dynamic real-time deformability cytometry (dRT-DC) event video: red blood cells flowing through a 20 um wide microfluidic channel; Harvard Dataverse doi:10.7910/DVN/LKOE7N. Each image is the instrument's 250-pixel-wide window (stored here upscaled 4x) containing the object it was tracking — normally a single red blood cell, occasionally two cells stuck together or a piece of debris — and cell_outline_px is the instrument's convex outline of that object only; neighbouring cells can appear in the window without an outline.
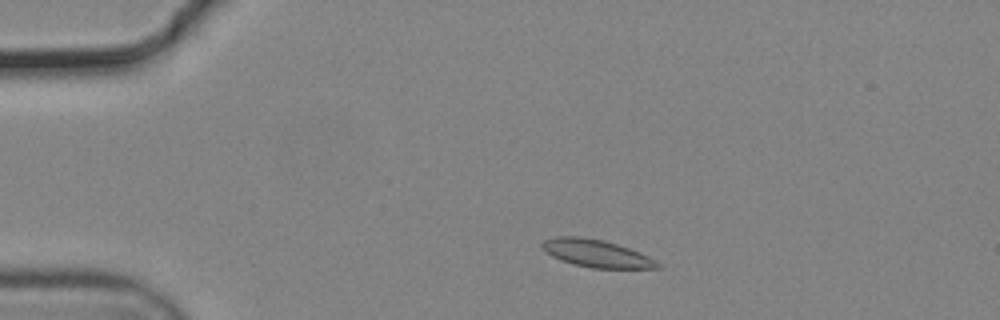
{"species": "common noctule bat (a hibernating species)", "species_latin": "Nyctalus noctula", "temperature_condition": "cold", "stored_images_in_passage": 50, "camera_frame_rate_fps": 3000, "um_per_image_px": 0.085, "animal": {"sex": "male", "body_mass_g": 19.2, "forearm_length_mm": 51.8}, "frame": {"image": 1, "passage_image": 6, "time_ms": 1.667, "image_size_px": [1000, 320], "cell_outline_px": [[664, 268], [592, 268], [572, 264], [560, 260], [544, 252], [540, 248], [540, 244], [544, 240], [556, 236], [576, 236], [600, 240], [616, 244], [640, 252], [656, 260]], "centroid_in_image_um": [50.65, 21.55], "position_along_channel_um": 34.3, "area_um2": 18.55}}
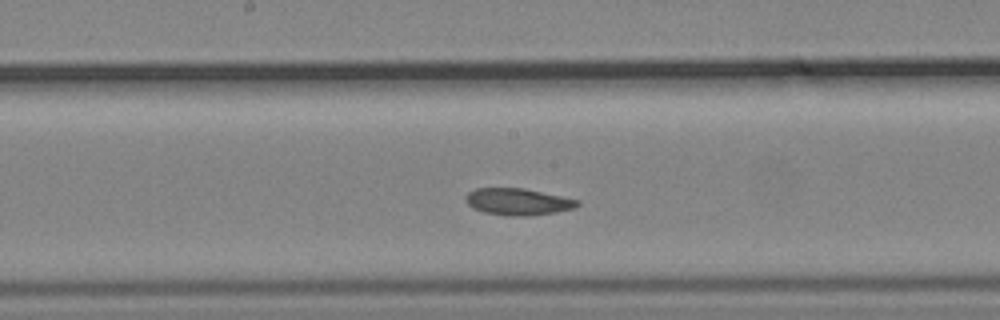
{"frame": {"image": 2, "passage_image": 24, "time_ms": 7.667, "image_size_px": [1000, 320], "cell_outline_px": [[580, 204], [572, 208], [556, 212], [528, 216], [512, 216], [484, 212], [472, 208], [464, 200], [464, 196], [468, 192], [476, 188], [524, 188], [580, 200]], "centroid_in_image_um": [43.99, 17.14], "position_along_channel_um": 204.2, "area_um2": 17.46}}
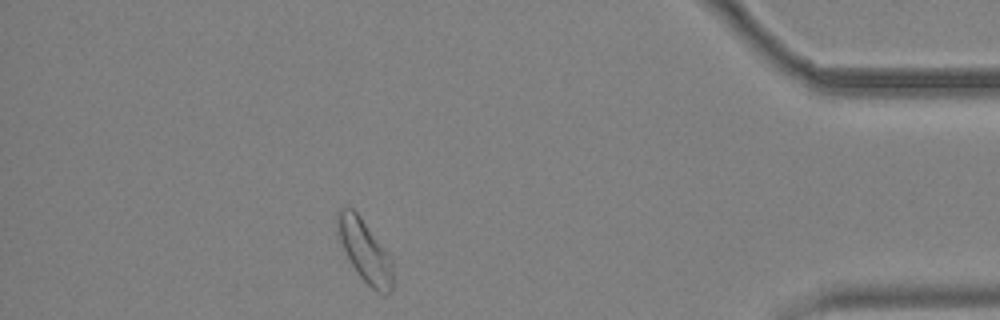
{"frame": {"image": 3, "passage_image": 44, "time_ms": 14.333, "image_size_px": [1000, 320], "cell_outline_px": [[392, 288], [384, 296], [376, 292], [356, 272], [348, 260], [336, 232], [336, 212], [340, 204], [352, 208], [360, 216], [392, 260]], "centroid_in_image_um": [30.94, 21.28], "position_along_channel_um": 404.3, "area_um2": 20.17}, "authors_computed_cell_mechanics": {"area_um2": 18.5249, "velocity_mm_per_s": 3.6803, "shape_relaxation_time_tau1_ms": 6.7981, "shape_relaxation_time_tau2_ms": null, "deformation_change_tau1": 0.1294, "deformation_change_tau2": null}}